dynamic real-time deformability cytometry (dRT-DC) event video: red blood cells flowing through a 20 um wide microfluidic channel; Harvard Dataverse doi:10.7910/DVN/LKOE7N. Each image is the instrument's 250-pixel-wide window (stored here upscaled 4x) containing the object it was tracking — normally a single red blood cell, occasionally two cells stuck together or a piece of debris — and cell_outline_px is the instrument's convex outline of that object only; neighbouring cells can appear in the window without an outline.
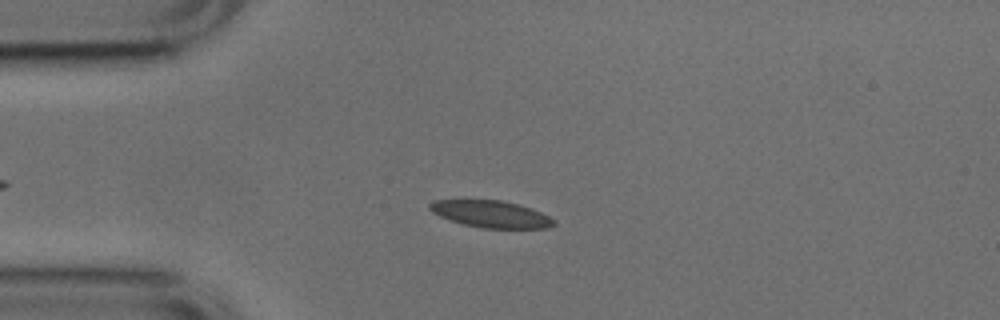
{"species": "common noctule bat (a hibernating species)", "species_latin": "Nyctalus noctula", "temperature_condition": "cold", "stored_images_in_passage": 45, "camera_frame_rate_fps": 3000, "um_per_image_px": 0.085, "animal": {"sex": "male", "body_mass_g": 17.9, "forearm_length_mm": 54.2}, "frame": {"image": 1, "passage_image": 9, "time_ms": 2.667, "image_size_px": [1000, 320], "cell_outline_px": [[556, 224], [548, 228], [480, 228], [464, 224], [440, 216], [432, 212], [428, 208], [428, 204], [436, 200], [500, 200], [516, 204], [540, 212], [556, 220]], "centroid_in_image_um": [41.73, 18.2], "position_along_channel_um": 43.3, "area_um2": 19.25}}
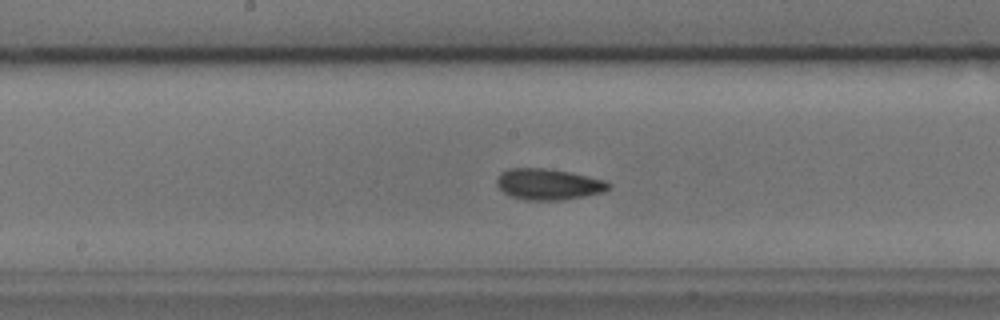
{"frame": {"image": 2, "passage_image": 23, "time_ms": 7.333, "image_size_px": [1000, 320], "cell_outline_px": [[612, 184], [604, 192], [584, 196], [560, 200], [524, 200], [512, 196], [504, 192], [496, 184], [496, 180], [500, 172], [508, 168], [548, 168], [572, 172], [608, 180]], "centroid_in_image_um": [46.64, 15.64], "position_along_channel_um": 201.6, "area_um2": 20.52}}
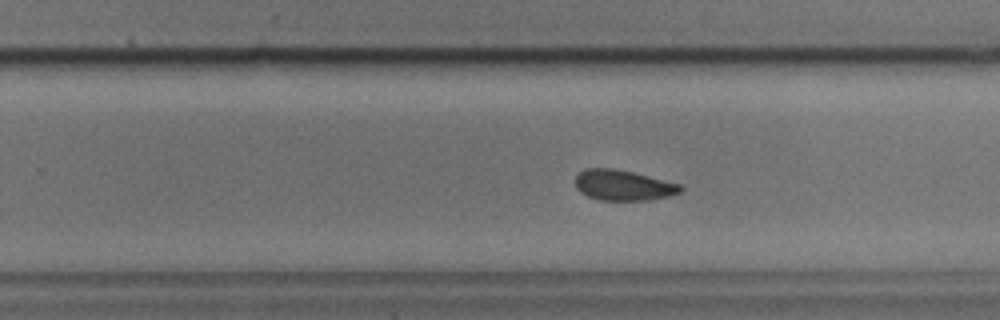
{"frame": {"image": 3, "passage_image": 29, "time_ms": 9.333, "image_size_px": [1000, 320], "cell_outline_px": [[684, 188], [680, 192], [668, 196], [648, 200], [600, 200], [588, 196], [580, 192], [576, 188], [576, 176], [584, 168], [616, 168], [680, 184]], "centroid_in_image_um": [52.95, 15.74], "position_along_channel_um": 276.8, "area_um2": 18.61}, "authors_computed_cell_mechanics": {"area_um2": 19.4786, "velocity_mm_per_s": 3.7832, "shape_relaxation_time_tau1_ms": 4.662, "shape_relaxation_time_tau2_ms": 2.845, "deformation_change_tau1": 0.0935, "deformation_change_tau2": 0.0801}}